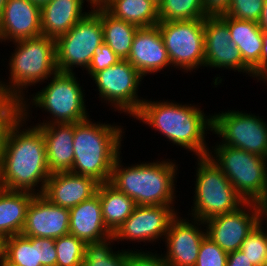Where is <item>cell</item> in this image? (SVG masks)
I'll return each mask as SVG.
<instances>
[{
	"label": "cell",
	"mask_w": 267,
	"mask_h": 266,
	"mask_svg": "<svg viewBox=\"0 0 267 266\" xmlns=\"http://www.w3.org/2000/svg\"><path fill=\"white\" fill-rule=\"evenodd\" d=\"M263 44L260 58V81L267 83V31L262 34Z\"/></svg>",
	"instance_id": "cell-42"
},
{
	"label": "cell",
	"mask_w": 267,
	"mask_h": 266,
	"mask_svg": "<svg viewBox=\"0 0 267 266\" xmlns=\"http://www.w3.org/2000/svg\"><path fill=\"white\" fill-rule=\"evenodd\" d=\"M193 206L187 216L207 221L212 217L237 210L245 200L236 192L229 179L208 156H198ZM192 212V213H191Z\"/></svg>",
	"instance_id": "cell-8"
},
{
	"label": "cell",
	"mask_w": 267,
	"mask_h": 266,
	"mask_svg": "<svg viewBox=\"0 0 267 266\" xmlns=\"http://www.w3.org/2000/svg\"><path fill=\"white\" fill-rule=\"evenodd\" d=\"M220 17L228 24L231 41L239 49L243 62L252 70V78L260 81V58L263 31L254 21L238 20L226 15Z\"/></svg>",
	"instance_id": "cell-24"
},
{
	"label": "cell",
	"mask_w": 267,
	"mask_h": 266,
	"mask_svg": "<svg viewBox=\"0 0 267 266\" xmlns=\"http://www.w3.org/2000/svg\"><path fill=\"white\" fill-rule=\"evenodd\" d=\"M181 215L178 214L170 223L163 240L166 252L162 255L168 266H195L200 245L206 236L205 224L199 219L191 217L189 220Z\"/></svg>",
	"instance_id": "cell-16"
},
{
	"label": "cell",
	"mask_w": 267,
	"mask_h": 266,
	"mask_svg": "<svg viewBox=\"0 0 267 266\" xmlns=\"http://www.w3.org/2000/svg\"><path fill=\"white\" fill-rule=\"evenodd\" d=\"M4 260L13 266H42L38 261L34 237L21 234L5 238Z\"/></svg>",
	"instance_id": "cell-30"
},
{
	"label": "cell",
	"mask_w": 267,
	"mask_h": 266,
	"mask_svg": "<svg viewBox=\"0 0 267 266\" xmlns=\"http://www.w3.org/2000/svg\"><path fill=\"white\" fill-rule=\"evenodd\" d=\"M0 266H13V265L9 264L7 261L4 260Z\"/></svg>",
	"instance_id": "cell-48"
},
{
	"label": "cell",
	"mask_w": 267,
	"mask_h": 266,
	"mask_svg": "<svg viewBox=\"0 0 267 266\" xmlns=\"http://www.w3.org/2000/svg\"><path fill=\"white\" fill-rule=\"evenodd\" d=\"M31 1L37 3L39 6H42L43 4L47 3L50 0H31Z\"/></svg>",
	"instance_id": "cell-46"
},
{
	"label": "cell",
	"mask_w": 267,
	"mask_h": 266,
	"mask_svg": "<svg viewBox=\"0 0 267 266\" xmlns=\"http://www.w3.org/2000/svg\"><path fill=\"white\" fill-rule=\"evenodd\" d=\"M40 35V6L31 0H7L0 15V43H13Z\"/></svg>",
	"instance_id": "cell-18"
},
{
	"label": "cell",
	"mask_w": 267,
	"mask_h": 266,
	"mask_svg": "<svg viewBox=\"0 0 267 266\" xmlns=\"http://www.w3.org/2000/svg\"><path fill=\"white\" fill-rule=\"evenodd\" d=\"M121 158L122 155H119L113 165L109 181L112 186L132 198L136 205L175 206L179 197L176 196L179 164L175 159L162 158L158 159L159 161H143L124 166L125 163L122 164Z\"/></svg>",
	"instance_id": "cell-3"
},
{
	"label": "cell",
	"mask_w": 267,
	"mask_h": 266,
	"mask_svg": "<svg viewBox=\"0 0 267 266\" xmlns=\"http://www.w3.org/2000/svg\"><path fill=\"white\" fill-rule=\"evenodd\" d=\"M91 78L97 86L98 98L101 97V101L110 104L115 112L117 110L118 113L127 114L131 118L145 100L138 96L144 77L127 60H120L96 72Z\"/></svg>",
	"instance_id": "cell-11"
},
{
	"label": "cell",
	"mask_w": 267,
	"mask_h": 266,
	"mask_svg": "<svg viewBox=\"0 0 267 266\" xmlns=\"http://www.w3.org/2000/svg\"><path fill=\"white\" fill-rule=\"evenodd\" d=\"M265 0H231L224 14L238 20L259 22Z\"/></svg>",
	"instance_id": "cell-34"
},
{
	"label": "cell",
	"mask_w": 267,
	"mask_h": 266,
	"mask_svg": "<svg viewBox=\"0 0 267 266\" xmlns=\"http://www.w3.org/2000/svg\"><path fill=\"white\" fill-rule=\"evenodd\" d=\"M104 42L100 19V4L79 20L67 33L58 37L56 64L59 72L75 73L76 68L87 70L96 48Z\"/></svg>",
	"instance_id": "cell-9"
},
{
	"label": "cell",
	"mask_w": 267,
	"mask_h": 266,
	"mask_svg": "<svg viewBox=\"0 0 267 266\" xmlns=\"http://www.w3.org/2000/svg\"><path fill=\"white\" fill-rule=\"evenodd\" d=\"M228 254L208 236H205L199 248L195 266H226Z\"/></svg>",
	"instance_id": "cell-35"
},
{
	"label": "cell",
	"mask_w": 267,
	"mask_h": 266,
	"mask_svg": "<svg viewBox=\"0 0 267 266\" xmlns=\"http://www.w3.org/2000/svg\"><path fill=\"white\" fill-rule=\"evenodd\" d=\"M263 266H267V253L265 255V260H264Z\"/></svg>",
	"instance_id": "cell-50"
},
{
	"label": "cell",
	"mask_w": 267,
	"mask_h": 266,
	"mask_svg": "<svg viewBox=\"0 0 267 266\" xmlns=\"http://www.w3.org/2000/svg\"><path fill=\"white\" fill-rule=\"evenodd\" d=\"M100 19L104 43L111 48L120 60H127L134 35L139 27L115 18L102 5H100Z\"/></svg>",
	"instance_id": "cell-28"
},
{
	"label": "cell",
	"mask_w": 267,
	"mask_h": 266,
	"mask_svg": "<svg viewBox=\"0 0 267 266\" xmlns=\"http://www.w3.org/2000/svg\"><path fill=\"white\" fill-rule=\"evenodd\" d=\"M141 248L139 249H129V259L128 266H168L165 262L162 253H154L151 251H147Z\"/></svg>",
	"instance_id": "cell-38"
},
{
	"label": "cell",
	"mask_w": 267,
	"mask_h": 266,
	"mask_svg": "<svg viewBox=\"0 0 267 266\" xmlns=\"http://www.w3.org/2000/svg\"><path fill=\"white\" fill-rule=\"evenodd\" d=\"M11 125H0V158L4 146L5 136Z\"/></svg>",
	"instance_id": "cell-44"
},
{
	"label": "cell",
	"mask_w": 267,
	"mask_h": 266,
	"mask_svg": "<svg viewBox=\"0 0 267 266\" xmlns=\"http://www.w3.org/2000/svg\"><path fill=\"white\" fill-rule=\"evenodd\" d=\"M127 61L143 77L172 68L158 25L138 28Z\"/></svg>",
	"instance_id": "cell-19"
},
{
	"label": "cell",
	"mask_w": 267,
	"mask_h": 266,
	"mask_svg": "<svg viewBox=\"0 0 267 266\" xmlns=\"http://www.w3.org/2000/svg\"><path fill=\"white\" fill-rule=\"evenodd\" d=\"M226 266H254L241 250L228 253Z\"/></svg>",
	"instance_id": "cell-41"
},
{
	"label": "cell",
	"mask_w": 267,
	"mask_h": 266,
	"mask_svg": "<svg viewBox=\"0 0 267 266\" xmlns=\"http://www.w3.org/2000/svg\"><path fill=\"white\" fill-rule=\"evenodd\" d=\"M27 125L20 115L7 131L0 158V188L42 194L51 175L45 140L35 125Z\"/></svg>",
	"instance_id": "cell-1"
},
{
	"label": "cell",
	"mask_w": 267,
	"mask_h": 266,
	"mask_svg": "<svg viewBox=\"0 0 267 266\" xmlns=\"http://www.w3.org/2000/svg\"><path fill=\"white\" fill-rule=\"evenodd\" d=\"M45 140L50 173L71 171L74 163V123L35 125Z\"/></svg>",
	"instance_id": "cell-22"
},
{
	"label": "cell",
	"mask_w": 267,
	"mask_h": 266,
	"mask_svg": "<svg viewBox=\"0 0 267 266\" xmlns=\"http://www.w3.org/2000/svg\"><path fill=\"white\" fill-rule=\"evenodd\" d=\"M21 115V103L0 86V125H12Z\"/></svg>",
	"instance_id": "cell-36"
},
{
	"label": "cell",
	"mask_w": 267,
	"mask_h": 266,
	"mask_svg": "<svg viewBox=\"0 0 267 266\" xmlns=\"http://www.w3.org/2000/svg\"><path fill=\"white\" fill-rule=\"evenodd\" d=\"M258 24L262 31H267V0L264 1L263 9Z\"/></svg>",
	"instance_id": "cell-43"
},
{
	"label": "cell",
	"mask_w": 267,
	"mask_h": 266,
	"mask_svg": "<svg viewBox=\"0 0 267 266\" xmlns=\"http://www.w3.org/2000/svg\"><path fill=\"white\" fill-rule=\"evenodd\" d=\"M207 16H220L227 12L231 0H202Z\"/></svg>",
	"instance_id": "cell-40"
},
{
	"label": "cell",
	"mask_w": 267,
	"mask_h": 266,
	"mask_svg": "<svg viewBox=\"0 0 267 266\" xmlns=\"http://www.w3.org/2000/svg\"><path fill=\"white\" fill-rule=\"evenodd\" d=\"M177 210L170 205H136L113 237L118 244L120 241L155 244L165 238L170 223L179 213Z\"/></svg>",
	"instance_id": "cell-14"
},
{
	"label": "cell",
	"mask_w": 267,
	"mask_h": 266,
	"mask_svg": "<svg viewBox=\"0 0 267 266\" xmlns=\"http://www.w3.org/2000/svg\"><path fill=\"white\" fill-rule=\"evenodd\" d=\"M99 184L88 176L77 175L70 171L56 172L50 175L41 195L54 205L71 209L93 197L97 193Z\"/></svg>",
	"instance_id": "cell-20"
},
{
	"label": "cell",
	"mask_w": 267,
	"mask_h": 266,
	"mask_svg": "<svg viewBox=\"0 0 267 266\" xmlns=\"http://www.w3.org/2000/svg\"><path fill=\"white\" fill-rule=\"evenodd\" d=\"M86 243L67 234L55 239L56 266H82L85 258Z\"/></svg>",
	"instance_id": "cell-32"
},
{
	"label": "cell",
	"mask_w": 267,
	"mask_h": 266,
	"mask_svg": "<svg viewBox=\"0 0 267 266\" xmlns=\"http://www.w3.org/2000/svg\"><path fill=\"white\" fill-rule=\"evenodd\" d=\"M157 6L163 1V0H152Z\"/></svg>",
	"instance_id": "cell-49"
},
{
	"label": "cell",
	"mask_w": 267,
	"mask_h": 266,
	"mask_svg": "<svg viewBox=\"0 0 267 266\" xmlns=\"http://www.w3.org/2000/svg\"><path fill=\"white\" fill-rule=\"evenodd\" d=\"M34 245H37L38 261L42 266H56L55 239L34 237Z\"/></svg>",
	"instance_id": "cell-39"
},
{
	"label": "cell",
	"mask_w": 267,
	"mask_h": 266,
	"mask_svg": "<svg viewBox=\"0 0 267 266\" xmlns=\"http://www.w3.org/2000/svg\"><path fill=\"white\" fill-rule=\"evenodd\" d=\"M115 242L111 236L101 242L86 243L82 266H128L129 249L116 251L113 248Z\"/></svg>",
	"instance_id": "cell-29"
},
{
	"label": "cell",
	"mask_w": 267,
	"mask_h": 266,
	"mask_svg": "<svg viewBox=\"0 0 267 266\" xmlns=\"http://www.w3.org/2000/svg\"><path fill=\"white\" fill-rule=\"evenodd\" d=\"M69 209L49 202L43 195L36 194L27 209L21 235L56 239L69 234Z\"/></svg>",
	"instance_id": "cell-17"
},
{
	"label": "cell",
	"mask_w": 267,
	"mask_h": 266,
	"mask_svg": "<svg viewBox=\"0 0 267 266\" xmlns=\"http://www.w3.org/2000/svg\"><path fill=\"white\" fill-rule=\"evenodd\" d=\"M13 44L15 49L7 65L9 80L0 79V86L21 102L25 93H29V87L44 83L58 71L56 43L55 39L40 35Z\"/></svg>",
	"instance_id": "cell-6"
},
{
	"label": "cell",
	"mask_w": 267,
	"mask_h": 266,
	"mask_svg": "<svg viewBox=\"0 0 267 266\" xmlns=\"http://www.w3.org/2000/svg\"><path fill=\"white\" fill-rule=\"evenodd\" d=\"M262 225H264L265 228ZM266 227L267 220L264 218L248 234L240 247V250L254 266H263L265 260V255L267 253Z\"/></svg>",
	"instance_id": "cell-33"
},
{
	"label": "cell",
	"mask_w": 267,
	"mask_h": 266,
	"mask_svg": "<svg viewBox=\"0 0 267 266\" xmlns=\"http://www.w3.org/2000/svg\"><path fill=\"white\" fill-rule=\"evenodd\" d=\"M36 194L0 188V236L21 234L28 206Z\"/></svg>",
	"instance_id": "cell-25"
},
{
	"label": "cell",
	"mask_w": 267,
	"mask_h": 266,
	"mask_svg": "<svg viewBox=\"0 0 267 266\" xmlns=\"http://www.w3.org/2000/svg\"><path fill=\"white\" fill-rule=\"evenodd\" d=\"M204 69H228L243 72L252 78V70L231 41L228 24L220 16H206L204 21Z\"/></svg>",
	"instance_id": "cell-15"
},
{
	"label": "cell",
	"mask_w": 267,
	"mask_h": 266,
	"mask_svg": "<svg viewBox=\"0 0 267 266\" xmlns=\"http://www.w3.org/2000/svg\"><path fill=\"white\" fill-rule=\"evenodd\" d=\"M208 156L245 202L267 205V158L219 142Z\"/></svg>",
	"instance_id": "cell-7"
},
{
	"label": "cell",
	"mask_w": 267,
	"mask_h": 266,
	"mask_svg": "<svg viewBox=\"0 0 267 266\" xmlns=\"http://www.w3.org/2000/svg\"><path fill=\"white\" fill-rule=\"evenodd\" d=\"M124 129L117 123L95 122L92 118L74 123V163L70 172L108 183L113 165L122 154Z\"/></svg>",
	"instance_id": "cell-4"
},
{
	"label": "cell",
	"mask_w": 267,
	"mask_h": 266,
	"mask_svg": "<svg viewBox=\"0 0 267 266\" xmlns=\"http://www.w3.org/2000/svg\"><path fill=\"white\" fill-rule=\"evenodd\" d=\"M195 105L146 98L133 118L153 127L172 145L192 152L196 159L208 155L210 147L206 136L212 132V115H206L204 109H200L201 106Z\"/></svg>",
	"instance_id": "cell-2"
},
{
	"label": "cell",
	"mask_w": 267,
	"mask_h": 266,
	"mask_svg": "<svg viewBox=\"0 0 267 266\" xmlns=\"http://www.w3.org/2000/svg\"><path fill=\"white\" fill-rule=\"evenodd\" d=\"M264 218V205L245 202L235 211L204 221L206 236L228 254L240 250L244 239Z\"/></svg>",
	"instance_id": "cell-13"
},
{
	"label": "cell",
	"mask_w": 267,
	"mask_h": 266,
	"mask_svg": "<svg viewBox=\"0 0 267 266\" xmlns=\"http://www.w3.org/2000/svg\"><path fill=\"white\" fill-rule=\"evenodd\" d=\"M5 252V238L0 236V265L4 261Z\"/></svg>",
	"instance_id": "cell-45"
},
{
	"label": "cell",
	"mask_w": 267,
	"mask_h": 266,
	"mask_svg": "<svg viewBox=\"0 0 267 266\" xmlns=\"http://www.w3.org/2000/svg\"><path fill=\"white\" fill-rule=\"evenodd\" d=\"M76 77V73L57 71L47 80L48 82H44L48 85L29 95L32 98L27 95L20 102L21 115L29 122L31 118H34L30 107L40 108L47 114L49 113L50 117H47V120H42L43 122L40 120V123L36 125L78 123L88 119L90 116L87 110L89 109L86 108L88 107L86 106L87 100L84 99L86 93Z\"/></svg>",
	"instance_id": "cell-5"
},
{
	"label": "cell",
	"mask_w": 267,
	"mask_h": 266,
	"mask_svg": "<svg viewBox=\"0 0 267 266\" xmlns=\"http://www.w3.org/2000/svg\"><path fill=\"white\" fill-rule=\"evenodd\" d=\"M101 0H93L94 3H99Z\"/></svg>",
	"instance_id": "cell-52"
},
{
	"label": "cell",
	"mask_w": 267,
	"mask_h": 266,
	"mask_svg": "<svg viewBox=\"0 0 267 266\" xmlns=\"http://www.w3.org/2000/svg\"><path fill=\"white\" fill-rule=\"evenodd\" d=\"M253 113L226 110L212 113V132L220 144L267 158V122Z\"/></svg>",
	"instance_id": "cell-12"
},
{
	"label": "cell",
	"mask_w": 267,
	"mask_h": 266,
	"mask_svg": "<svg viewBox=\"0 0 267 266\" xmlns=\"http://www.w3.org/2000/svg\"><path fill=\"white\" fill-rule=\"evenodd\" d=\"M85 1L93 9V0H50L40 6L42 35L56 40L67 33L91 11L84 10Z\"/></svg>",
	"instance_id": "cell-21"
},
{
	"label": "cell",
	"mask_w": 267,
	"mask_h": 266,
	"mask_svg": "<svg viewBox=\"0 0 267 266\" xmlns=\"http://www.w3.org/2000/svg\"><path fill=\"white\" fill-rule=\"evenodd\" d=\"M69 212V234L85 243L101 242L113 236L104 224L97 194L69 209Z\"/></svg>",
	"instance_id": "cell-23"
},
{
	"label": "cell",
	"mask_w": 267,
	"mask_h": 266,
	"mask_svg": "<svg viewBox=\"0 0 267 266\" xmlns=\"http://www.w3.org/2000/svg\"><path fill=\"white\" fill-rule=\"evenodd\" d=\"M265 219L267 220V205L265 206Z\"/></svg>",
	"instance_id": "cell-51"
},
{
	"label": "cell",
	"mask_w": 267,
	"mask_h": 266,
	"mask_svg": "<svg viewBox=\"0 0 267 266\" xmlns=\"http://www.w3.org/2000/svg\"><path fill=\"white\" fill-rule=\"evenodd\" d=\"M96 194L101 202L104 224L114 234L132 214L136 204L132 198L118 191L109 182L99 184Z\"/></svg>",
	"instance_id": "cell-26"
},
{
	"label": "cell",
	"mask_w": 267,
	"mask_h": 266,
	"mask_svg": "<svg viewBox=\"0 0 267 266\" xmlns=\"http://www.w3.org/2000/svg\"><path fill=\"white\" fill-rule=\"evenodd\" d=\"M120 61L119 57L104 42L94 51L92 60L86 70L90 78L101 70H104Z\"/></svg>",
	"instance_id": "cell-37"
},
{
	"label": "cell",
	"mask_w": 267,
	"mask_h": 266,
	"mask_svg": "<svg viewBox=\"0 0 267 266\" xmlns=\"http://www.w3.org/2000/svg\"><path fill=\"white\" fill-rule=\"evenodd\" d=\"M7 0H0V15H1V12L6 4Z\"/></svg>",
	"instance_id": "cell-47"
},
{
	"label": "cell",
	"mask_w": 267,
	"mask_h": 266,
	"mask_svg": "<svg viewBox=\"0 0 267 266\" xmlns=\"http://www.w3.org/2000/svg\"><path fill=\"white\" fill-rule=\"evenodd\" d=\"M159 22L205 18L202 0H163L158 6Z\"/></svg>",
	"instance_id": "cell-31"
},
{
	"label": "cell",
	"mask_w": 267,
	"mask_h": 266,
	"mask_svg": "<svg viewBox=\"0 0 267 266\" xmlns=\"http://www.w3.org/2000/svg\"><path fill=\"white\" fill-rule=\"evenodd\" d=\"M204 21L205 18L163 21L157 24L175 70L191 73L204 68Z\"/></svg>",
	"instance_id": "cell-10"
},
{
	"label": "cell",
	"mask_w": 267,
	"mask_h": 266,
	"mask_svg": "<svg viewBox=\"0 0 267 266\" xmlns=\"http://www.w3.org/2000/svg\"><path fill=\"white\" fill-rule=\"evenodd\" d=\"M98 4L115 18L139 28L159 23L158 6L152 0H101Z\"/></svg>",
	"instance_id": "cell-27"
}]
</instances>
